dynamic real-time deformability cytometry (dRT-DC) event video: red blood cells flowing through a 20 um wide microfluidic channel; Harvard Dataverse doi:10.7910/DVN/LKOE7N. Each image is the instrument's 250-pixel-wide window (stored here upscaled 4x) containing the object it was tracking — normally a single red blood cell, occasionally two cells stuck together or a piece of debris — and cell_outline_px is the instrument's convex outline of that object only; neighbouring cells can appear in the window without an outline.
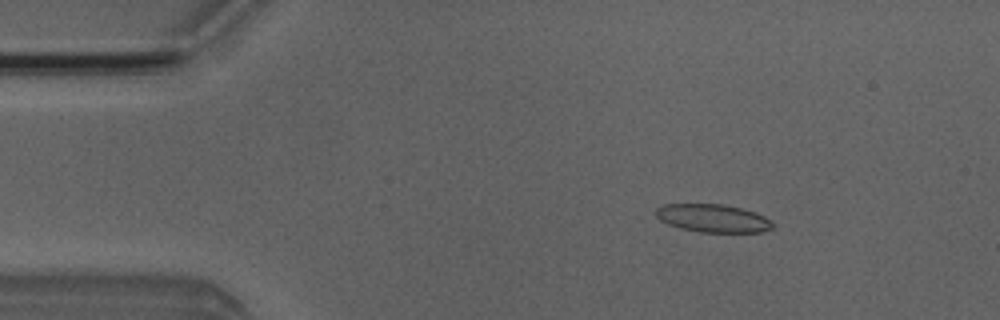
{"species": "Egyptian fruit bat (a non-hibernating species)", "species_latin": "Rousettus aegyptiacus", "temperature_condition": "room temperature", "stored_images_in_passage": 4, "camera_frame_rate_fps": 3000, "um_per_image_px": 0.085, "animal": {"sex": "male"}, "frame": {"image": 1, "passage_image": 2, "time_ms": 1.0, "image_size_px": [1000, 320], "cell_outline_px": [[776, 224], [772, 228], [760, 232], [700, 232], [680, 228], [668, 224], [660, 220], [656, 216], [656, 208], [660, 204], [724, 204], [756, 212], [772, 220]], "centroid_in_image_um": [60.61, 18.54], "position_along_channel_um": 24.4, "area_um2": 19.25}}